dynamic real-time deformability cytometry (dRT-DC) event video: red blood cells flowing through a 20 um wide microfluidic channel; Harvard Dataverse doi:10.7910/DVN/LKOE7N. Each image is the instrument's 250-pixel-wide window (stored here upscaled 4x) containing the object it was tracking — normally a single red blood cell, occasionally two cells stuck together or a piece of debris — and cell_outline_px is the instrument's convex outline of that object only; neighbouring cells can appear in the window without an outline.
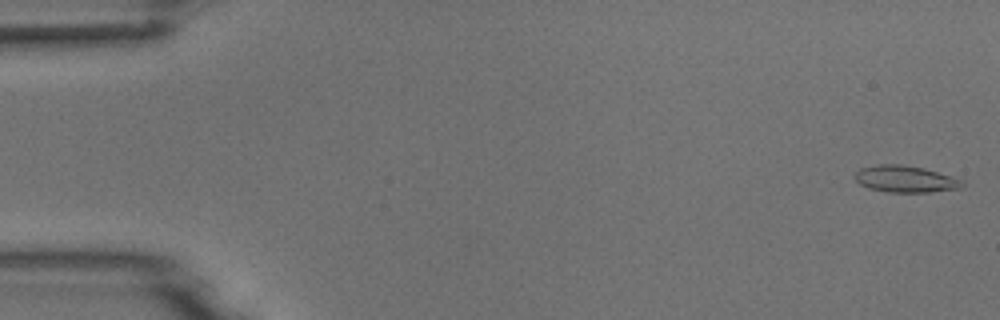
{"species": "common noctule bat (a hibernating species)", "species_latin": "Nyctalus noctula", "temperature_condition": "room temperature", "stored_images_in_passage": 53, "camera_frame_rate_fps": 3000, "um_per_image_px": 0.085, "animal": {"sex": "male", "body_mass_g": 18.8}, "frame": {"image": 1, "passage_image": 1, "time_ms": 0.0, "image_size_px": [1000, 320], "cell_outline_px": [[964, 184], [960, 188], [928, 192], [888, 192], [868, 188], [860, 184], [856, 180], [856, 172], [860, 168], [880, 164], [900, 164], [924, 168], [964, 180]], "centroid_in_image_um": [76.96, 15.21], "position_along_channel_um": 8.0, "area_um2": 16.59}}
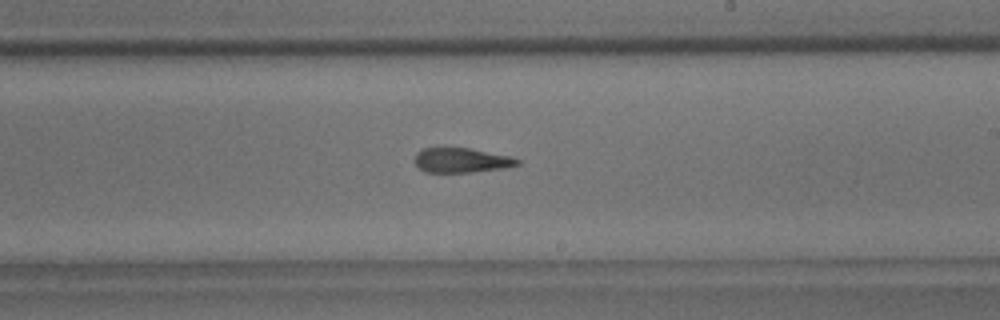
{"frame": {"image": 2, "passage_image": 31, "time_ms": 10.0, "image_size_px": [1000, 320], "cell_outline_px": [[520, 164], [504, 168], [472, 172], [424, 172], [412, 160], [416, 152], [424, 148], [468, 148], [512, 156], [520, 160]], "centroid_in_image_um": [39.21, 13.62], "position_along_channel_um": 249.8, "area_um2": 14.85}}
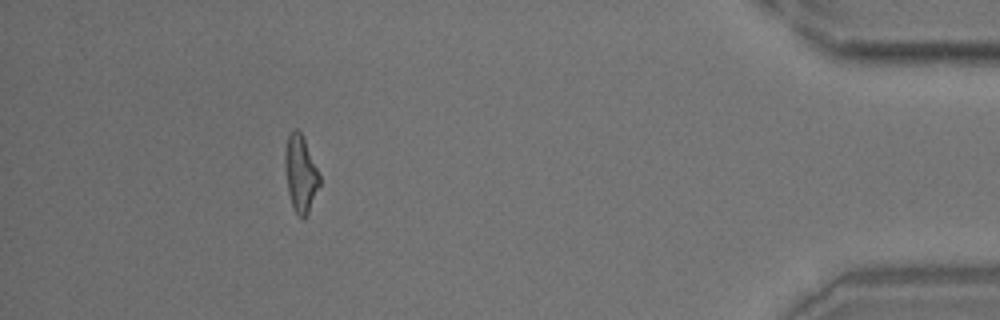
{"frame": {"image": 3, "passage_image": 48, "time_ms": 15.667, "image_size_px": [1000, 320], "cell_outline_px": [[320, 184], [308, 212], [304, 220], [300, 220], [292, 204], [288, 192], [284, 160], [284, 156], [288, 132], [292, 128], [296, 128], [300, 132], [304, 140], [320, 176]], "centroid_in_image_um": [25.53, 14.76], "position_along_channel_um": 409.7, "area_um2": 15.26}}